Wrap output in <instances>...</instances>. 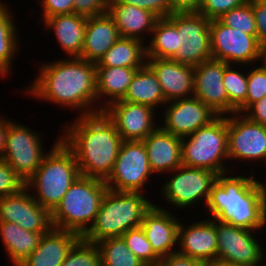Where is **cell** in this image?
Masks as SVG:
<instances>
[{
    "mask_svg": "<svg viewBox=\"0 0 266 266\" xmlns=\"http://www.w3.org/2000/svg\"><path fill=\"white\" fill-rule=\"evenodd\" d=\"M149 40L146 58L171 59L179 48L177 28L167 17L157 20Z\"/></svg>",
    "mask_w": 266,
    "mask_h": 266,
    "instance_id": "cell-32",
    "label": "cell"
},
{
    "mask_svg": "<svg viewBox=\"0 0 266 266\" xmlns=\"http://www.w3.org/2000/svg\"><path fill=\"white\" fill-rule=\"evenodd\" d=\"M143 143L152 172L169 173L182 165V138L164 131L160 126Z\"/></svg>",
    "mask_w": 266,
    "mask_h": 266,
    "instance_id": "cell-22",
    "label": "cell"
},
{
    "mask_svg": "<svg viewBox=\"0 0 266 266\" xmlns=\"http://www.w3.org/2000/svg\"><path fill=\"white\" fill-rule=\"evenodd\" d=\"M249 71L247 67L246 109L256 101L266 96V71L259 64Z\"/></svg>",
    "mask_w": 266,
    "mask_h": 266,
    "instance_id": "cell-38",
    "label": "cell"
},
{
    "mask_svg": "<svg viewBox=\"0 0 266 266\" xmlns=\"http://www.w3.org/2000/svg\"><path fill=\"white\" fill-rule=\"evenodd\" d=\"M206 263L202 260L190 258L179 254L178 252L171 253L163 257L159 261V266H205Z\"/></svg>",
    "mask_w": 266,
    "mask_h": 266,
    "instance_id": "cell-45",
    "label": "cell"
},
{
    "mask_svg": "<svg viewBox=\"0 0 266 266\" xmlns=\"http://www.w3.org/2000/svg\"><path fill=\"white\" fill-rule=\"evenodd\" d=\"M108 0H75L74 13L85 17L99 16L107 12Z\"/></svg>",
    "mask_w": 266,
    "mask_h": 266,
    "instance_id": "cell-43",
    "label": "cell"
},
{
    "mask_svg": "<svg viewBox=\"0 0 266 266\" xmlns=\"http://www.w3.org/2000/svg\"><path fill=\"white\" fill-rule=\"evenodd\" d=\"M79 175L74 152L59 136L38 169L26 180V188L30 192L35 190L32 197L52 213Z\"/></svg>",
    "mask_w": 266,
    "mask_h": 266,
    "instance_id": "cell-4",
    "label": "cell"
},
{
    "mask_svg": "<svg viewBox=\"0 0 266 266\" xmlns=\"http://www.w3.org/2000/svg\"><path fill=\"white\" fill-rule=\"evenodd\" d=\"M254 232L257 231L216 219L217 261L235 266H261L266 255Z\"/></svg>",
    "mask_w": 266,
    "mask_h": 266,
    "instance_id": "cell-11",
    "label": "cell"
},
{
    "mask_svg": "<svg viewBox=\"0 0 266 266\" xmlns=\"http://www.w3.org/2000/svg\"><path fill=\"white\" fill-rule=\"evenodd\" d=\"M261 61V62H260ZM260 65L266 71V47L261 48V55L259 58Z\"/></svg>",
    "mask_w": 266,
    "mask_h": 266,
    "instance_id": "cell-49",
    "label": "cell"
},
{
    "mask_svg": "<svg viewBox=\"0 0 266 266\" xmlns=\"http://www.w3.org/2000/svg\"><path fill=\"white\" fill-rule=\"evenodd\" d=\"M145 43L134 38L120 37L96 67H128L140 69L146 64Z\"/></svg>",
    "mask_w": 266,
    "mask_h": 266,
    "instance_id": "cell-30",
    "label": "cell"
},
{
    "mask_svg": "<svg viewBox=\"0 0 266 266\" xmlns=\"http://www.w3.org/2000/svg\"><path fill=\"white\" fill-rule=\"evenodd\" d=\"M178 218L171 210L155 203L143 216L140 226L160 259L178 250L175 247L178 245V229L182 221Z\"/></svg>",
    "mask_w": 266,
    "mask_h": 266,
    "instance_id": "cell-18",
    "label": "cell"
},
{
    "mask_svg": "<svg viewBox=\"0 0 266 266\" xmlns=\"http://www.w3.org/2000/svg\"><path fill=\"white\" fill-rule=\"evenodd\" d=\"M154 175L143 141H122L111 174L105 180L113 191L143 192Z\"/></svg>",
    "mask_w": 266,
    "mask_h": 266,
    "instance_id": "cell-10",
    "label": "cell"
},
{
    "mask_svg": "<svg viewBox=\"0 0 266 266\" xmlns=\"http://www.w3.org/2000/svg\"><path fill=\"white\" fill-rule=\"evenodd\" d=\"M227 130L229 161H252L251 164L264 161L266 164V126L236 112L227 115Z\"/></svg>",
    "mask_w": 266,
    "mask_h": 266,
    "instance_id": "cell-14",
    "label": "cell"
},
{
    "mask_svg": "<svg viewBox=\"0 0 266 266\" xmlns=\"http://www.w3.org/2000/svg\"><path fill=\"white\" fill-rule=\"evenodd\" d=\"M103 112L124 141H143L160 126L155 123V109L142 104L118 100L109 104Z\"/></svg>",
    "mask_w": 266,
    "mask_h": 266,
    "instance_id": "cell-16",
    "label": "cell"
},
{
    "mask_svg": "<svg viewBox=\"0 0 266 266\" xmlns=\"http://www.w3.org/2000/svg\"><path fill=\"white\" fill-rule=\"evenodd\" d=\"M0 116V159L3 156L4 153V148H5V143L7 139V134H8V124L12 121L11 119H7Z\"/></svg>",
    "mask_w": 266,
    "mask_h": 266,
    "instance_id": "cell-48",
    "label": "cell"
},
{
    "mask_svg": "<svg viewBox=\"0 0 266 266\" xmlns=\"http://www.w3.org/2000/svg\"><path fill=\"white\" fill-rule=\"evenodd\" d=\"M38 67L39 74L27 86L26 95L58 107L76 109L81 112L79 116L98 112L95 63L80 57H66L40 63Z\"/></svg>",
    "mask_w": 266,
    "mask_h": 266,
    "instance_id": "cell-1",
    "label": "cell"
},
{
    "mask_svg": "<svg viewBox=\"0 0 266 266\" xmlns=\"http://www.w3.org/2000/svg\"><path fill=\"white\" fill-rule=\"evenodd\" d=\"M120 37L114 20L107 12L99 16L87 17L80 58L98 63Z\"/></svg>",
    "mask_w": 266,
    "mask_h": 266,
    "instance_id": "cell-25",
    "label": "cell"
},
{
    "mask_svg": "<svg viewBox=\"0 0 266 266\" xmlns=\"http://www.w3.org/2000/svg\"><path fill=\"white\" fill-rule=\"evenodd\" d=\"M0 0V76L4 78L12 72L13 60L20 51L18 29L14 23L12 10L8 4ZM11 10V11H10ZM13 17V18H12Z\"/></svg>",
    "mask_w": 266,
    "mask_h": 266,
    "instance_id": "cell-31",
    "label": "cell"
},
{
    "mask_svg": "<svg viewBox=\"0 0 266 266\" xmlns=\"http://www.w3.org/2000/svg\"><path fill=\"white\" fill-rule=\"evenodd\" d=\"M233 174L217 175L206 213L236 227L261 231L266 226V183L258 181L254 174Z\"/></svg>",
    "mask_w": 266,
    "mask_h": 266,
    "instance_id": "cell-3",
    "label": "cell"
},
{
    "mask_svg": "<svg viewBox=\"0 0 266 266\" xmlns=\"http://www.w3.org/2000/svg\"><path fill=\"white\" fill-rule=\"evenodd\" d=\"M41 5L42 18L44 21L46 18L62 14L74 13L75 0H38Z\"/></svg>",
    "mask_w": 266,
    "mask_h": 266,
    "instance_id": "cell-42",
    "label": "cell"
},
{
    "mask_svg": "<svg viewBox=\"0 0 266 266\" xmlns=\"http://www.w3.org/2000/svg\"><path fill=\"white\" fill-rule=\"evenodd\" d=\"M42 141L39 132L22 123L11 121L8 124V134L1 159L26 181L35 173L47 154Z\"/></svg>",
    "mask_w": 266,
    "mask_h": 266,
    "instance_id": "cell-12",
    "label": "cell"
},
{
    "mask_svg": "<svg viewBox=\"0 0 266 266\" xmlns=\"http://www.w3.org/2000/svg\"><path fill=\"white\" fill-rule=\"evenodd\" d=\"M122 100L146 105L155 110L167 103L156 74L147 64L136 71Z\"/></svg>",
    "mask_w": 266,
    "mask_h": 266,
    "instance_id": "cell-29",
    "label": "cell"
},
{
    "mask_svg": "<svg viewBox=\"0 0 266 266\" xmlns=\"http://www.w3.org/2000/svg\"><path fill=\"white\" fill-rule=\"evenodd\" d=\"M179 254L207 262L217 260L216 219L206 218L185 225L180 221L178 229Z\"/></svg>",
    "mask_w": 266,
    "mask_h": 266,
    "instance_id": "cell-19",
    "label": "cell"
},
{
    "mask_svg": "<svg viewBox=\"0 0 266 266\" xmlns=\"http://www.w3.org/2000/svg\"><path fill=\"white\" fill-rule=\"evenodd\" d=\"M146 64L156 74L167 102L193 96V66L160 58H146Z\"/></svg>",
    "mask_w": 266,
    "mask_h": 266,
    "instance_id": "cell-21",
    "label": "cell"
},
{
    "mask_svg": "<svg viewBox=\"0 0 266 266\" xmlns=\"http://www.w3.org/2000/svg\"><path fill=\"white\" fill-rule=\"evenodd\" d=\"M167 104V105H166ZM160 127L174 136L183 138L214 120L216 114L195 96L167 102ZM165 113V114H164ZM164 125V126H163Z\"/></svg>",
    "mask_w": 266,
    "mask_h": 266,
    "instance_id": "cell-17",
    "label": "cell"
},
{
    "mask_svg": "<svg viewBox=\"0 0 266 266\" xmlns=\"http://www.w3.org/2000/svg\"><path fill=\"white\" fill-rule=\"evenodd\" d=\"M225 62L210 59L194 67L193 96L218 115H228V96L223 85Z\"/></svg>",
    "mask_w": 266,
    "mask_h": 266,
    "instance_id": "cell-20",
    "label": "cell"
},
{
    "mask_svg": "<svg viewBox=\"0 0 266 266\" xmlns=\"http://www.w3.org/2000/svg\"><path fill=\"white\" fill-rule=\"evenodd\" d=\"M61 266H101L98 246L81 237L73 245Z\"/></svg>",
    "mask_w": 266,
    "mask_h": 266,
    "instance_id": "cell-37",
    "label": "cell"
},
{
    "mask_svg": "<svg viewBox=\"0 0 266 266\" xmlns=\"http://www.w3.org/2000/svg\"><path fill=\"white\" fill-rule=\"evenodd\" d=\"M153 204L143 192L108 189L92 226L82 238L97 243L107 238L121 237L142 224L144 214Z\"/></svg>",
    "mask_w": 266,
    "mask_h": 266,
    "instance_id": "cell-5",
    "label": "cell"
},
{
    "mask_svg": "<svg viewBox=\"0 0 266 266\" xmlns=\"http://www.w3.org/2000/svg\"><path fill=\"white\" fill-rule=\"evenodd\" d=\"M247 0H201V5L198 10L209 20L218 19L224 13L238 7Z\"/></svg>",
    "mask_w": 266,
    "mask_h": 266,
    "instance_id": "cell-40",
    "label": "cell"
},
{
    "mask_svg": "<svg viewBox=\"0 0 266 266\" xmlns=\"http://www.w3.org/2000/svg\"><path fill=\"white\" fill-rule=\"evenodd\" d=\"M167 18L179 34V48L171 60L195 67L212 59L211 20L198 11L174 12Z\"/></svg>",
    "mask_w": 266,
    "mask_h": 266,
    "instance_id": "cell-8",
    "label": "cell"
},
{
    "mask_svg": "<svg viewBox=\"0 0 266 266\" xmlns=\"http://www.w3.org/2000/svg\"><path fill=\"white\" fill-rule=\"evenodd\" d=\"M227 115H218L193 134L182 138V165L224 174L228 158Z\"/></svg>",
    "mask_w": 266,
    "mask_h": 266,
    "instance_id": "cell-7",
    "label": "cell"
},
{
    "mask_svg": "<svg viewBox=\"0 0 266 266\" xmlns=\"http://www.w3.org/2000/svg\"><path fill=\"white\" fill-rule=\"evenodd\" d=\"M96 245L101 255V266H146L129 250L122 237L107 238Z\"/></svg>",
    "mask_w": 266,
    "mask_h": 266,
    "instance_id": "cell-34",
    "label": "cell"
},
{
    "mask_svg": "<svg viewBox=\"0 0 266 266\" xmlns=\"http://www.w3.org/2000/svg\"><path fill=\"white\" fill-rule=\"evenodd\" d=\"M44 234L22 229L15 223L0 221V239L14 266L21 264L38 247Z\"/></svg>",
    "mask_w": 266,
    "mask_h": 266,
    "instance_id": "cell-28",
    "label": "cell"
},
{
    "mask_svg": "<svg viewBox=\"0 0 266 266\" xmlns=\"http://www.w3.org/2000/svg\"><path fill=\"white\" fill-rule=\"evenodd\" d=\"M107 13L114 20L121 37L134 38L145 44L148 42L144 38L146 35H151L159 19L149 10L120 3L117 0H108Z\"/></svg>",
    "mask_w": 266,
    "mask_h": 266,
    "instance_id": "cell-23",
    "label": "cell"
},
{
    "mask_svg": "<svg viewBox=\"0 0 266 266\" xmlns=\"http://www.w3.org/2000/svg\"><path fill=\"white\" fill-rule=\"evenodd\" d=\"M120 3L136 6L149 10L159 18L170 16L174 11L171 8L170 0H117Z\"/></svg>",
    "mask_w": 266,
    "mask_h": 266,
    "instance_id": "cell-41",
    "label": "cell"
},
{
    "mask_svg": "<svg viewBox=\"0 0 266 266\" xmlns=\"http://www.w3.org/2000/svg\"><path fill=\"white\" fill-rule=\"evenodd\" d=\"M209 28L212 59L245 67H249L248 64L254 66L259 61L262 47L257 35H249L239 29L228 27L218 19L211 20Z\"/></svg>",
    "mask_w": 266,
    "mask_h": 266,
    "instance_id": "cell-13",
    "label": "cell"
},
{
    "mask_svg": "<svg viewBox=\"0 0 266 266\" xmlns=\"http://www.w3.org/2000/svg\"><path fill=\"white\" fill-rule=\"evenodd\" d=\"M0 221L15 223L37 233H48L53 228L51 213L32 197L26 187L16 194L0 197Z\"/></svg>",
    "mask_w": 266,
    "mask_h": 266,
    "instance_id": "cell-15",
    "label": "cell"
},
{
    "mask_svg": "<svg viewBox=\"0 0 266 266\" xmlns=\"http://www.w3.org/2000/svg\"><path fill=\"white\" fill-rule=\"evenodd\" d=\"M121 237L144 265H159L160 258L152 250L141 226L128 230Z\"/></svg>",
    "mask_w": 266,
    "mask_h": 266,
    "instance_id": "cell-36",
    "label": "cell"
},
{
    "mask_svg": "<svg viewBox=\"0 0 266 266\" xmlns=\"http://www.w3.org/2000/svg\"><path fill=\"white\" fill-rule=\"evenodd\" d=\"M174 12L198 11L201 0H170Z\"/></svg>",
    "mask_w": 266,
    "mask_h": 266,
    "instance_id": "cell-47",
    "label": "cell"
},
{
    "mask_svg": "<svg viewBox=\"0 0 266 266\" xmlns=\"http://www.w3.org/2000/svg\"><path fill=\"white\" fill-rule=\"evenodd\" d=\"M81 236L52 228L40 239L38 247L18 266H61Z\"/></svg>",
    "mask_w": 266,
    "mask_h": 266,
    "instance_id": "cell-24",
    "label": "cell"
},
{
    "mask_svg": "<svg viewBox=\"0 0 266 266\" xmlns=\"http://www.w3.org/2000/svg\"><path fill=\"white\" fill-rule=\"evenodd\" d=\"M218 20L228 26L249 34L257 35L253 11V0H247L242 5L221 15Z\"/></svg>",
    "mask_w": 266,
    "mask_h": 266,
    "instance_id": "cell-35",
    "label": "cell"
},
{
    "mask_svg": "<svg viewBox=\"0 0 266 266\" xmlns=\"http://www.w3.org/2000/svg\"><path fill=\"white\" fill-rule=\"evenodd\" d=\"M242 114L249 120L266 126V96L251 104Z\"/></svg>",
    "mask_w": 266,
    "mask_h": 266,
    "instance_id": "cell-46",
    "label": "cell"
},
{
    "mask_svg": "<svg viewBox=\"0 0 266 266\" xmlns=\"http://www.w3.org/2000/svg\"><path fill=\"white\" fill-rule=\"evenodd\" d=\"M161 186L160 196L173 207L191 210L200 202L207 204L211 188L216 182L217 173L212 170L181 165ZM199 204H198V203ZM196 203V204H195ZM192 206V207H191Z\"/></svg>",
    "mask_w": 266,
    "mask_h": 266,
    "instance_id": "cell-9",
    "label": "cell"
},
{
    "mask_svg": "<svg viewBox=\"0 0 266 266\" xmlns=\"http://www.w3.org/2000/svg\"><path fill=\"white\" fill-rule=\"evenodd\" d=\"M26 187V181L7 162L0 159V197L13 195Z\"/></svg>",
    "mask_w": 266,
    "mask_h": 266,
    "instance_id": "cell-39",
    "label": "cell"
},
{
    "mask_svg": "<svg viewBox=\"0 0 266 266\" xmlns=\"http://www.w3.org/2000/svg\"><path fill=\"white\" fill-rule=\"evenodd\" d=\"M234 64L225 63L223 74V85L228 96V115L233 113H243L246 110L247 95V71L238 70ZM242 71V72H241Z\"/></svg>",
    "mask_w": 266,
    "mask_h": 266,
    "instance_id": "cell-33",
    "label": "cell"
},
{
    "mask_svg": "<svg viewBox=\"0 0 266 266\" xmlns=\"http://www.w3.org/2000/svg\"><path fill=\"white\" fill-rule=\"evenodd\" d=\"M46 30L53 32L58 45L67 57H81L87 17L76 13L62 14L46 18Z\"/></svg>",
    "mask_w": 266,
    "mask_h": 266,
    "instance_id": "cell-26",
    "label": "cell"
},
{
    "mask_svg": "<svg viewBox=\"0 0 266 266\" xmlns=\"http://www.w3.org/2000/svg\"><path fill=\"white\" fill-rule=\"evenodd\" d=\"M137 70L128 67H96L97 102L101 98L97 105L98 112L103 111L112 102L124 98Z\"/></svg>",
    "mask_w": 266,
    "mask_h": 266,
    "instance_id": "cell-27",
    "label": "cell"
},
{
    "mask_svg": "<svg viewBox=\"0 0 266 266\" xmlns=\"http://www.w3.org/2000/svg\"><path fill=\"white\" fill-rule=\"evenodd\" d=\"M253 11L257 29V40L261 47H266V7L258 0H253Z\"/></svg>",
    "mask_w": 266,
    "mask_h": 266,
    "instance_id": "cell-44",
    "label": "cell"
},
{
    "mask_svg": "<svg viewBox=\"0 0 266 266\" xmlns=\"http://www.w3.org/2000/svg\"><path fill=\"white\" fill-rule=\"evenodd\" d=\"M205 266H235L232 264H227L224 262H220V261H212V262H207Z\"/></svg>",
    "mask_w": 266,
    "mask_h": 266,
    "instance_id": "cell-50",
    "label": "cell"
},
{
    "mask_svg": "<svg viewBox=\"0 0 266 266\" xmlns=\"http://www.w3.org/2000/svg\"><path fill=\"white\" fill-rule=\"evenodd\" d=\"M258 1L266 7V0H258Z\"/></svg>",
    "mask_w": 266,
    "mask_h": 266,
    "instance_id": "cell-51",
    "label": "cell"
},
{
    "mask_svg": "<svg viewBox=\"0 0 266 266\" xmlns=\"http://www.w3.org/2000/svg\"><path fill=\"white\" fill-rule=\"evenodd\" d=\"M64 126L60 136L74 152L80 175L105 181L123 141L114 123L101 111L77 116Z\"/></svg>",
    "mask_w": 266,
    "mask_h": 266,
    "instance_id": "cell-2",
    "label": "cell"
},
{
    "mask_svg": "<svg viewBox=\"0 0 266 266\" xmlns=\"http://www.w3.org/2000/svg\"><path fill=\"white\" fill-rule=\"evenodd\" d=\"M107 190L104 180L79 175L51 213L53 228L82 237L92 226Z\"/></svg>",
    "mask_w": 266,
    "mask_h": 266,
    "instance_id": "cell-6",
    "label": "cell"
}]
</instances>
